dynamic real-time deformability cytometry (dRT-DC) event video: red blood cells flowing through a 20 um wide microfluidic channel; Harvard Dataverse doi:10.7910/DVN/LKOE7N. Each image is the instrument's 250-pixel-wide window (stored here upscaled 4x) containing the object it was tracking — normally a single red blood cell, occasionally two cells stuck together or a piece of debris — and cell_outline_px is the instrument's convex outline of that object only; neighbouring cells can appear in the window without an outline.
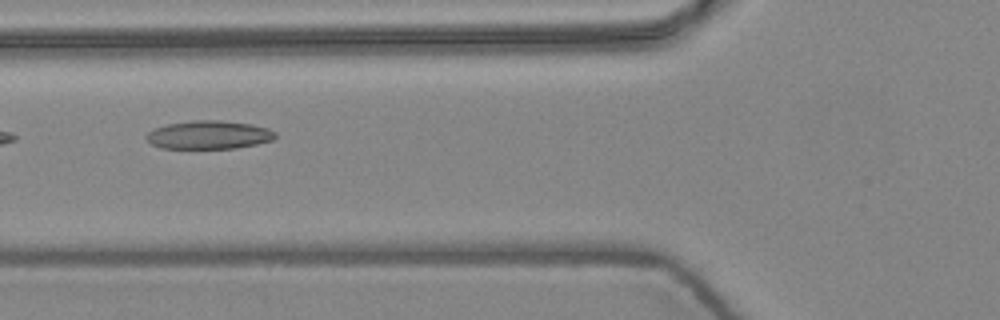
{"species": "common noctule bat (a hibernating species)", "species_latin": "Nyctalus noctula", "temperature_condition": "warm", "stored_images_in_passage": 7, "camera_frame_rate_fps": 3000, "um_per_image_px": 0.085, "animal": {"sex": "female", "body_mass_g": 24.6, "forearm_length_mm": 56.2}, "frame": {"image": 1, "passage_image": 6, "time_ms": 1.667, "image_size_px": [1000, 320], "cell_outline_px": [[276, 136], [272, 140], [256, 144], [236, 148], [160, 148], [152, 144], [144, 136], [148, 132], [156, 128], [168, 124], [192, 120], [220, 120], [252, 124], [268, 128], [276, 132]], "centroid_in_image_um": [17.76, 11.46], "position_along_channel_um": 108.0, "area_um2": 21.27}}
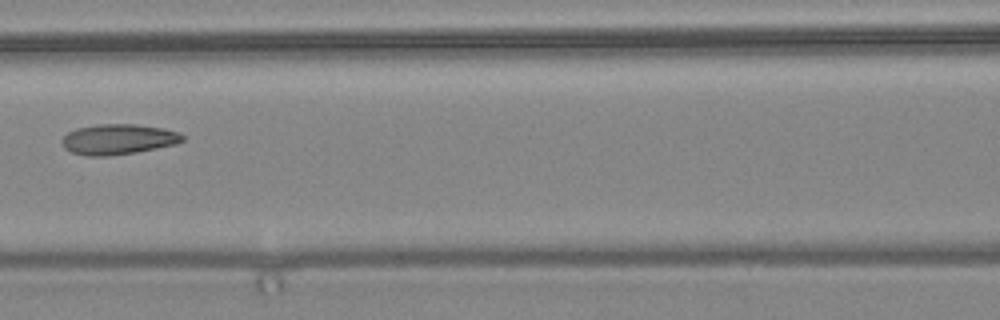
{"frame": {"image": 2, "passage_image": 7, "time_ms": 2.0, "image_size_px": [1000, 320], "cell_outline_px": [[184, 140], [176, 144], [136, 152], [108, 156], [84, 156], [72, 152], [64, 148], [60, 140], [68, 132], [76, 128], [100, 124], [136, 124], [164, 128], [180, 132], [184, 136]], "centroid_in_image_um": [10.04, 11.84], "position_along_channel_um": 156.6, "area_um2": 21.5}}